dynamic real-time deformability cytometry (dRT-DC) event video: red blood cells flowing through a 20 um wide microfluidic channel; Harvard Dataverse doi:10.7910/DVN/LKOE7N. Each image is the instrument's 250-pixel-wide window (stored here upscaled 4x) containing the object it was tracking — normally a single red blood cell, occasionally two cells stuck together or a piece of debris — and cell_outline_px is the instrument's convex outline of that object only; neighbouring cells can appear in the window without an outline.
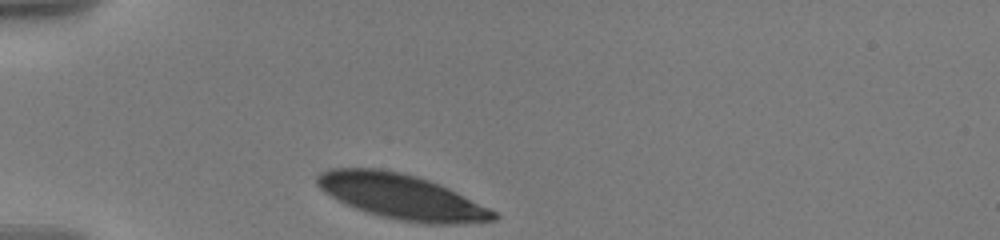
{"species": "human", "species_latin": "Homo sapiens", "temperature_condition": "warm", "stored_images_in_passage": 14, "camera_frame_rate_fps": 3000, "um_per_image_px": 0.085, "donor": {"sex": "male"}, "frame": {"image": 1, "passage_image": 1, "time_ms": 0.0, "image_size_px": [1000, 240], "cell_outline_px": [[500, 216], [496, 220], [452, 224], [424, 224], [396, 220], [380, 216], [356, 208], [336, 200], [324, 192], [316, 184], [316, 176], [320, 172], [328, 168], [380, 168], [400, 172], [416, 176], [440, 184], [496, 212]], "centroid_in_image_um": [34.09, 16.71], "position_along_channel_um": 50.9, "area_um2": 46.24}}
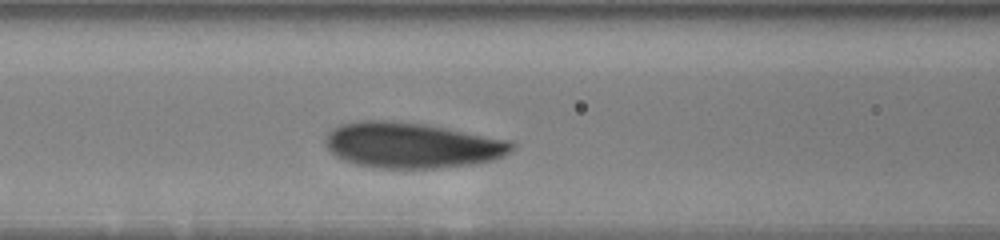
{"frame": {"image": 2, "passage_image": 10, "time_ms": 3.0, "image_size_px": [1000, 240], "cell_outline_px": [[516, 144], [508, 152], [492, 160], [472, 164], [436, 168], [376, 168], [356, 164], [344, 160], [336, 156], [328, 148], [324, 140], [328, 132], [340, 124], [360, 120], [384, 120], [428, 124], [512, 140]], "centroid_in_image_um": [35.0, 12.33], "position_along_channel_um": 131.6, "area_um2": 49.65}}
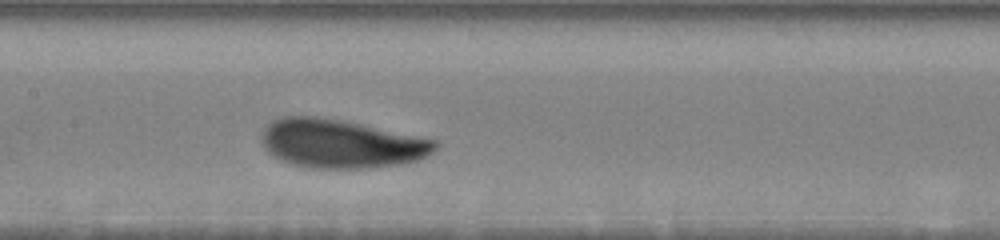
{"frame": {"image": 3, "passage_image": 14, "time_ms": 4.333, "image_size_px": [1000, 240], "cell_outline_px": [[440, 144], [432, 152], [416, 160], [400, 164], [372, 168], [308, 168], [292, 164], [272, 156], [264, 148], [260, 140], [260, 132], [272, 120], [284, 116], [316, 116], [340, 120], [360, 124], [436, 140]], "centroid_in_image_um": [28.92, 12.21], "position_along_channel_um": 178.5, "area_um2": 49.19}}